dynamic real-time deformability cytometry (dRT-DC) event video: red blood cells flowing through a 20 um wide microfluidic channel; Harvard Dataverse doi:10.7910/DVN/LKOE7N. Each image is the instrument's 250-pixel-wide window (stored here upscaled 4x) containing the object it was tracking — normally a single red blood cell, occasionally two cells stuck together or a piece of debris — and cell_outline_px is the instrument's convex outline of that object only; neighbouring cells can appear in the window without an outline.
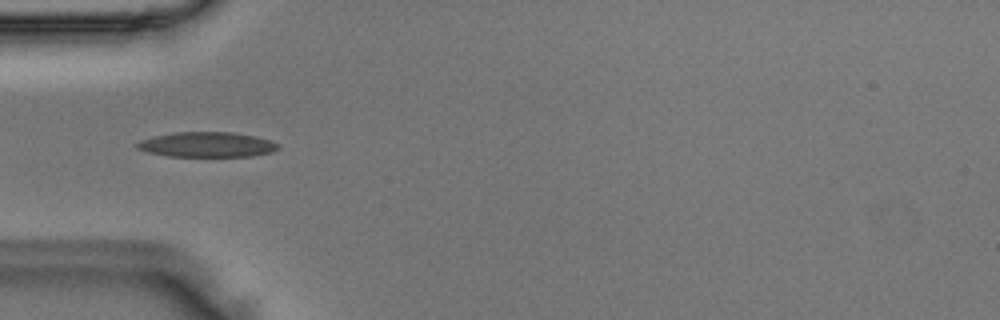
{"species": "Egyptian fruit bat (a non-hibernating species)", "species_latin": "Rousettus aegyptiacus", "temperature_condition": "room temperature", "stored_images_in_passage": 8, "camera_frame_rate_fps": 3000, "um_per_image_px": 0.085, "animal": {"sex": "male"}, "frame": {"image": 1, "passage_image": 2, "time_ms": 0.333, "image_size_px": [1000, 320], "cell_outline_px": [[280, 148], [272, 152], [252, 156], [168, 156], [148, 152], [136, 148], [136, 144], [140, 140], [152, 136], [176, 132], [232, 132], [256, 136], [280, 144]], "centroid_in_image_um": [17.6, 12.28], "position_along_channel_um": 67.4, "area_um2": 20.63}}
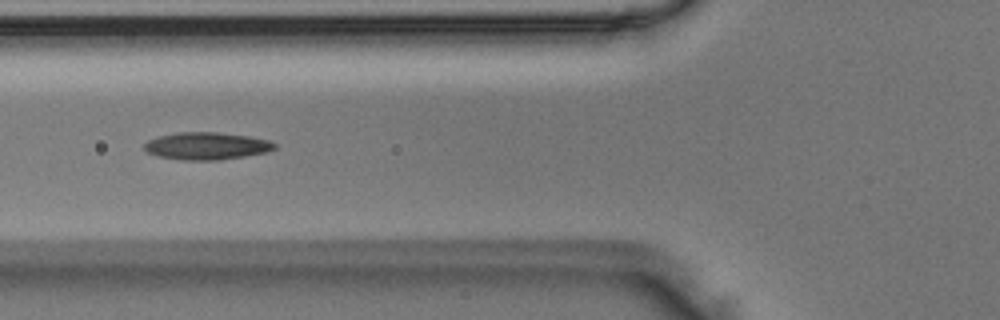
{"frame": {"image": 2, "passage_image": 5, "time_ms": 1.333, "image_size_px": [1000, 320], "cell_outline_px": [[276, 148], [264, 152], [244, 156], [220, 160], [180, 160], [160, 156], [148, 152], [144, 148], [144, 144], [148, 140], [160, 136], [176, 132], [216, 132], [248, 136], [268, 140], [276, 144]], "centroid_in_image_um": [17.55, 12.4], "position_along_channel_um": 108.3, "area_um2": 20.58}}